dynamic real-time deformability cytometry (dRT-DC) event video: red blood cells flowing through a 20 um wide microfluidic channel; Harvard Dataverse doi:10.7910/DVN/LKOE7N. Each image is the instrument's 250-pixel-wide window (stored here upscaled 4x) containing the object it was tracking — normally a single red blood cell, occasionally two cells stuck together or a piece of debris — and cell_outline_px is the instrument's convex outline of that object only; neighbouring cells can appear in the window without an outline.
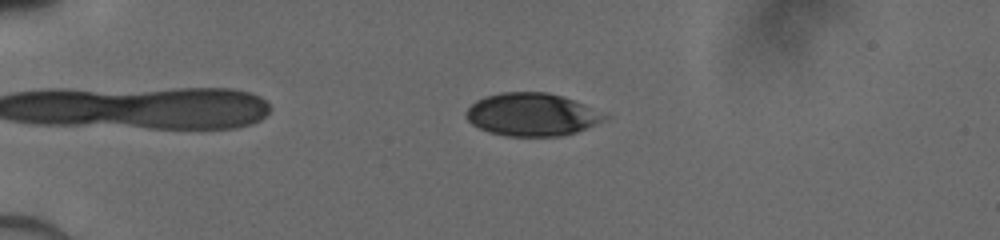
{"species": "human", "species_latin": "Homo sapiens", "temperature_condition": "cold", "stored_images_in_passage": 49, "camera_frame_rate_fps": 3000, "um_per_image_px": 0.085, "donor": {"sex": "male"}, "frame": {"image": 1, "passage_image": 12, "time_ms": 3.667, "image_size_px": [1000, 240], "cell_outline_px": [[612, 116], [604, 120], [576, 132], [560, 136], [508, 136], [488, 132], [472, 124], [468, 120], [464, 112], [476, 100], [484, 96], [500, 92], [548, 92], [564, 96]], "centroid_in_image_um": [45.2, 9.72], "position_along_channel_um": 39.8, "area_um2": 34.68}}
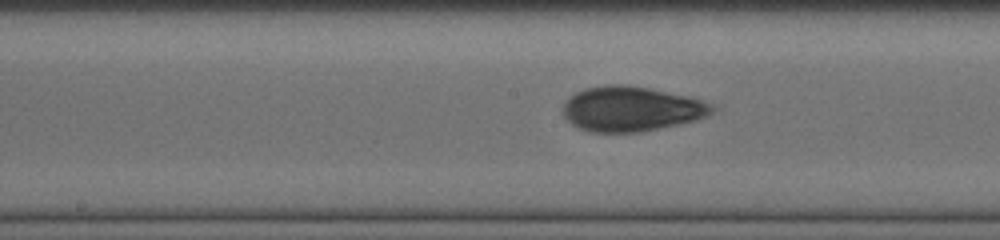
{"frame": {"image": 2, "passage_image": 27, "time_ms": 8.667, "image_size_px": [1000, 240], "cell_outline_px": [[716, 108], [708, 116], [696, 120], [640, 132], [588, 132], [572, 124], [564, 116], [564, 100], [576, 92], [584, 88], [604, 84], [628, 84], [652, 88], [692, 96], [712, 104]], "centroid_in_image_um": [53.67, 9.23], "position_along_channel_um": 194.5, "area_um2": 39.48}}
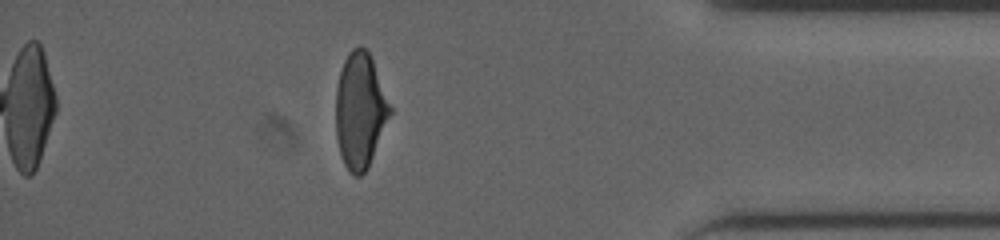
{"frame": {"image": 3, "passage_image": 44, "time_ms": 14.333, "image_size_px": [1000, 240], "cell_outline_px": [[392, 112], [368, 168], [360, 176], [356, 176], [348, 172], [340, 156], [336, 136], [336, 88], [340, 72], [344, 60], [348, 52], [352, 48], [360, 44], [368, 52], [372, 60], [392, 108]], "centroid_in_image_um": [30.6, 9.41], "position_along_channel_um": 404.6, "area_um2": 36.59}}